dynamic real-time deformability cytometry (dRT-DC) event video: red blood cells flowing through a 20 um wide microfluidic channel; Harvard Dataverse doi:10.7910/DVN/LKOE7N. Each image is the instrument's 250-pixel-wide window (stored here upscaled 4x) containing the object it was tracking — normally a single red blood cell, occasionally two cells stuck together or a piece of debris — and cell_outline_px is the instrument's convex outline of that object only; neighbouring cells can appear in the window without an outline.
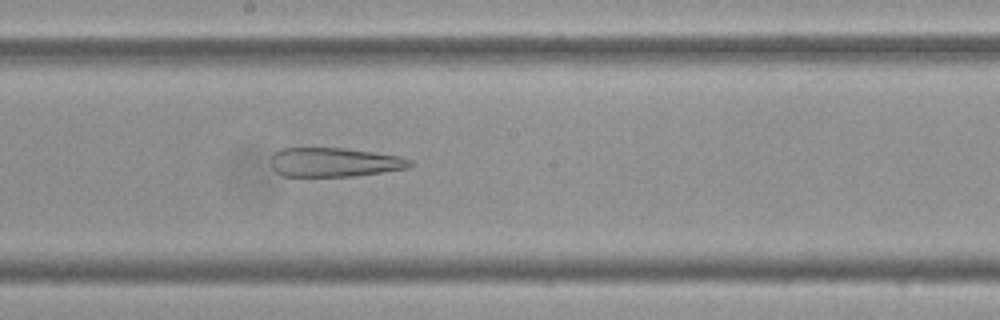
{"species": "Egyptian fruit bat (a non-hibernating species)", "species_latin": "Rousettus aegyptiacus", "temperature_condition": "cold", "stored_images_in_passage": 58, "camera_frame_rate_fps": 3000, "um_per_image_px": 0.085, "frame": {"image": 1, "passage_image": 32, "time_ms": 10.333, "image_size_px": [1000, 320], "cell_outline_px": [[412, 164], [408, 168], [352, 176], [284, 176], [276, 172], [272, 168], [272, 156], [280, 148], [348, 148], [400, 156], [412, 160]], "centroid_in_image_um": [28.42, 13.78], "position_along_channel_um": 219.8, "area_um2": 23.52}}
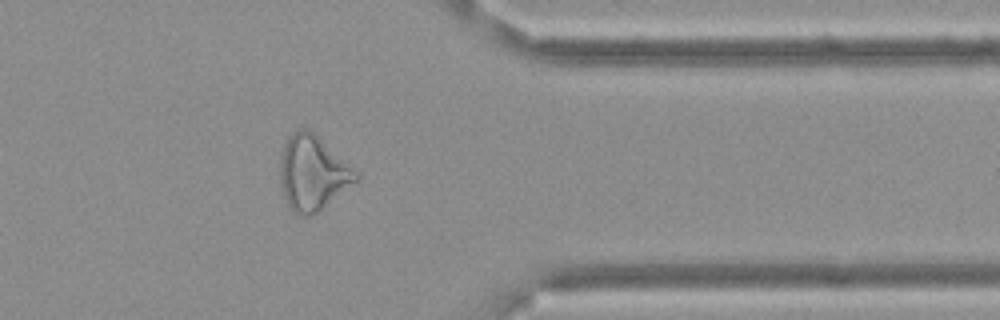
{"frame": {"image": 2, "passage_image": 47, "time_ms": 15.333, "image_size_px": [1000, 320], "cell_outline_px": [[360, 176], [356, 180], [312, 216], [300, 216], [292, 212], [284, 196], [280, 184], [280, 152], [288, 136], [292, 132], [300, 128], [304, 128], [312, 132], [360, 172]], "centroid_in_image_um": [26.54, 14.69], "position_along_channel_um": 384.9, "area_um2": 32.83}}
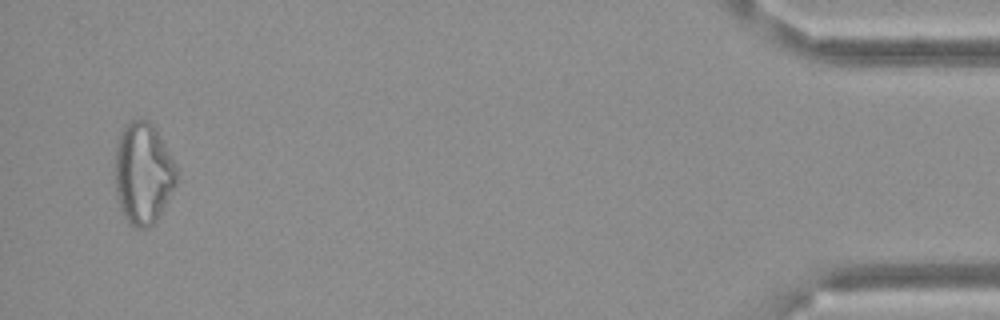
{"frame": {"image": 3, "passage_image": 56, "time_ms": 18.333, "image_size_px": [1000, 320], "cell_outline_px": [[176, 184], [156, 224], [148, 228], [136, 228], [124, 216], [120, 208], [116, 196], [116, 144], [124, 128], [132, 120], [144, 116], [156, 128], [176, 164]], "centroid_in_image_um": [12.19, 14.74], "position_along_channel_um": 423.0, "area_um2": 36.59}}